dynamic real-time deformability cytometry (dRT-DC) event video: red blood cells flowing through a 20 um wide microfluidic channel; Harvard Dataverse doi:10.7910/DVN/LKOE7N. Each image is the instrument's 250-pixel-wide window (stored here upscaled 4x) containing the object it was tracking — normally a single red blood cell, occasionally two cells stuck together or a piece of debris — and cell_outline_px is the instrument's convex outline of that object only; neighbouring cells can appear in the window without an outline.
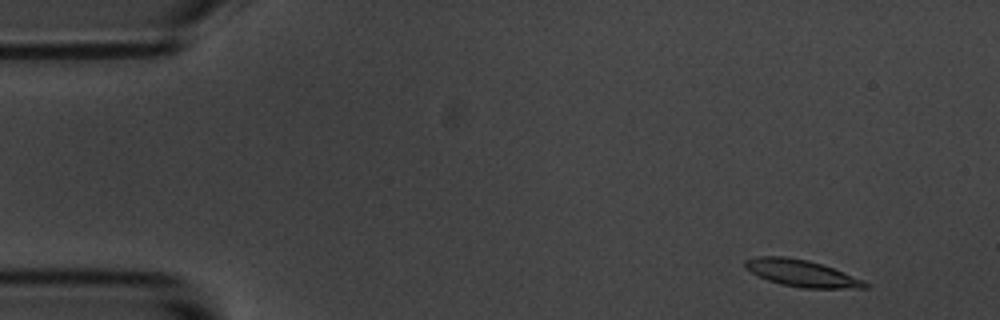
{"species": "common noctule bat (a hibernating species)", "species_latin": "Nyctalus noctula", "temperature_condition": "room temperature", "stored_images_in_passage": 4, "camera_frame_rate_fps": 3000, "um_per_image_px": 0.085, "animal": {"sex": "male", "body_mass_g": 20.1, "forearm_length_mm": 53.5}, "frame": {"image": 1, "passage_image": 1, "time_ms": 0.0, "image_size_px": [1000, 320], "cell_outline_px": [[872, 284], [868, 288], [804, 288], [780, 284], [768, 280], [744, 268], [744, 260], [756, 256], [784, 256], [808, 260], [832, 268], [864, 280]], "centroid_in_image_um": [68.14, 23.22], "position_along_channel_um": 16.9, "area_um2": 18.67}}
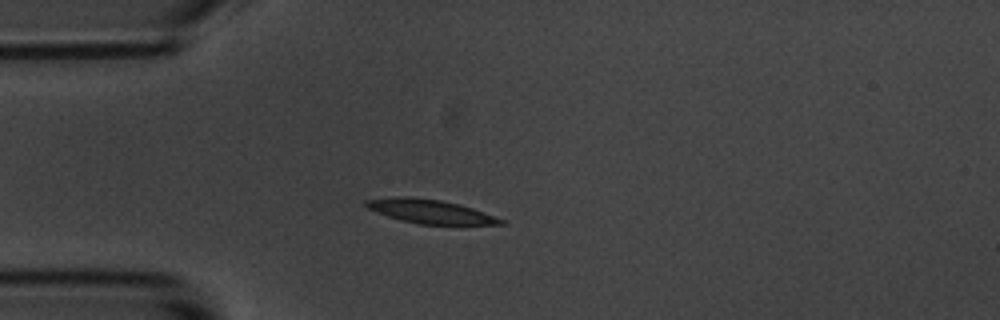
{"frame": {"image": 2, "passage_image": 4, "time_ms": 3.333, "image_size_px": [1000, 320], "cell_outline_px": [[508, 224], [420, 224], [400, 220], [376, 212], [368, 208], [364, 204], [364, 200], [396, 196], [408, 196], [440, 200], [460, 204], [472, 208], [504, 220]], "centroid_in_image_um": [36.52, 17.96], "position_along_channel_um": 48.5, "area_um2": 18.55}}